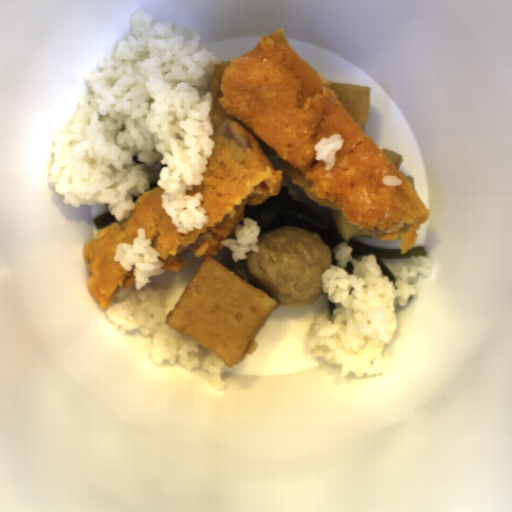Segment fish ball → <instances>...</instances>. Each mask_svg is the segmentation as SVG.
Masks as SVG:
<instances>
[{
    "label": "fish ball",
    "mask_w": 512,
    "mask_h": 512,
    "mask_svg": "<svg viewBox=\"0 0 512 512\" xmlns=\"http://www.w3.org/2000/svg\"><path fill=\"white\" fill-rule=\"evenodd\" d=\"M276 304V298L211 255L190 279L164 322L198 341L205 355L212 350L223 365L232 367L256 353L255 339Z\"/></svg>",
    "instance_id": "obj_1"
},
{
    "label": "fish ball",
    "mask_w": 512,
    "mask_h": 512,
    "mask_svg": "<svg viewBox=\"0 0 512 512\" xmlns=\"http://www.w3.org/2000/svg\"><path fill=\"white\" fill-rule=\"evenodd\" d=\"M329 88L334 91L354 120L363 129L372 103L370 88L365 85L337 83L331 84Z\"/></svg>",
    "instance_id": "obj_2"
}]
</instances>
